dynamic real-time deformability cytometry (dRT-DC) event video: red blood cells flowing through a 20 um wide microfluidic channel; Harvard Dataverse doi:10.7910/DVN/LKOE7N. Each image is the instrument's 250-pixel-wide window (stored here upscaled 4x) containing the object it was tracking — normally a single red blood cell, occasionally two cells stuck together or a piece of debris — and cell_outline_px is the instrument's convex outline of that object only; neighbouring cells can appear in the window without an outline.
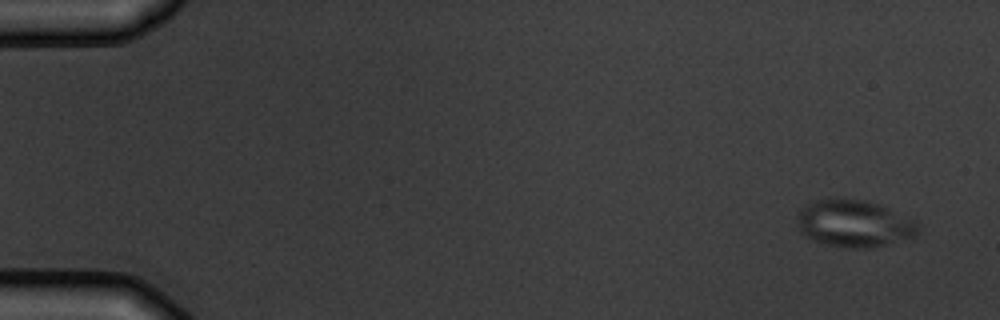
{"species": "common noctule bat (a hibernating species)", "species_latin": "Nyctalus noctula", "temperature_condition": "warm", "stored_images_in_passage": 5, "camera_frame_rate_fps": 3000, "um_per_image_px": 0.085, "animal": {"sex": "male", "body_mass_g": 19.5, "forearm_length_mm": 54.6}, "frame": {"image": 1, "passage_image": 1, "time_ms": 0.0, "image_size_px": [1000, 320], "cell_outline_px": [[920, 228], [916, 236], [888, 244], [868, 248], [852, 248], [824, 244], [808, 236], [800, 228], [796, 220], [796, 216], [808, 204], [820, 200], [860, 200], [880, 204], [916, 220]], "centroid_in_image_um": [72.69, 19.02], "position_along_channel_um": 12.3, "area_um2": 32.54}}